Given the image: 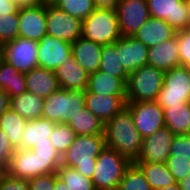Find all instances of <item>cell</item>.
Segmentation results:
<instances>
[{
  "label": "cell",
  "instance_id": "cb8c5ba5",
  "mask_svg": "<svg viewBox=\"0 0 190 190\" xmlns=\"http://www.w3.org/2000/svg\"><path fill=\"white\" fill-rule=\"evenodd\" d=\"M85 93L126 95V83L121 78L112 77L98 70L88 75V85Z\"/></svg>",
  "mask_w": 190,
  "mask_h": 190
},
{
  "label": "cell",
  "instance_id": "8d00e7d4",
  "mask_svg": "<svg viewBox=\"0 0 190 190\" xmlns=\"http://www.w3.org/2000/svg\"><path fill=\"white\" fill-rule=\"evenodd\" d=\"M18 12L0 15V43H5L19 37Z\"/></svg>",
  "mask_w": 190,
  "mask_h": 190
},
{
  "label": "cell",
  "instance_id": "f546056e",
  "mask_svg": "<svg viewBox=\"0 0 190 190\" xmlns=\"http://www.w3.org/2000/svg\"><path fill=\"white\" fill-rule=\"evenodd\" d=\"M67 124L77 135L104 134L105 124L86 107L72 117Z\"/></svg>",
  "mask_w": 190,
  "mask_h": 190
},
{
  "label": "cell",
  "instance_id": "74e56055",
  "mask_svg": "<svg viewBox=\"0 0 190 190\" xmlns=\"http://www.w3.org/2000/svg\"><path fill=\"white\" fill-rule=\"evenodd\" d=\"M166 166L174 176L176 182H179L190 174V161L188 158H175V156H169L166 161Z\"/></svg>",
  "mask_w": 190,
  "mask_h": 190
},
{
  "label": "cell",
  "instance_id": "9a60e30c",
  "mask_svg": "<svg viewBox=\"0 0 190 190\" xmlns=\"http://www.w3.org/2000/svg\"><path fill=\"white\" fill-rule=\"evenodd\" d=\"M174 134L163 127L143 139L142 150L134 162L166 163Z\"/></svg>",
  "mask_w": 190,
  "mask_h": 190
},
{
  "label": "cell",
  "instance_id": "db71d44e",
  "mask_svg": "<svg viewBox=\"0 0 190 190\" xmlns=\"http://www.w3.org/2000/svg\"><path fill=\"white\" fill-rule=\"evenodd\" d=\"M53 0H42L44 3H51Z\"/></svg>",
  "mask_w": 190,
  "mask_h": 190
},
{
  "label": "cell",
  "instance_id": "603a6c76",
  "mask_svg": "<svg viewBox=\"0 0 190 190\" xmlns=\"http://www.w3.org/2000/svg\"><path fill=\"white\" fill-rule=\"evenodd\" d=\"M27 91L43 99L60 89L59 81L53 70L36 67L24 73Z\"/></svg>",
  "mask_w": 190,
  "mask_h": 190
},
{
  "label": "cell",
  "instance_id": "83f0119b",
  "mask_svg": "<svg viewBox=\"0 0 190 190\" xmlns=\"http://www.w3.org/2000/svg\"><path fill=\"white\" fill-rule=\"evenodd\" d=\"M0 89L9 95V98L19 96L27 91L24 73L16 70L5 60L0 64Z\"/></svg>",
  "mask_w": 190,
  "mask_h": 190
},
{
  "label": "cell",
  "instance_id": "60d3db41",
  "mask_svg": "<svg viewBox=\"0 0 190 190\" xmlns=\"http://www.w3.org/2000/svg\"><path fill=\"white\" fill-rule=\"evenodd\" d=\"M15 149L11 145L9 138L0 129V170L4 172L9 164Z\"/></svg>",
  "mask_w": 190,
  "mask_h": 190
},
{
  "label": "cell",
  "instance_id": "8992f818",
  "mask_svg": "<svg viewBox=\"0 0 190 190\" xmlns=\"http://www.w3.org/2000/svg\"><path fill=\"white\" fill-rule=\"evenodd\" d=\"M82 37L102 46L115 43L122 35L115 9L96 8L83 20Z\"/></svg>",
  "mask_w": 190,
  "mask_h": 190
},
{
  "label": "cell",
  "instance_id": "f6af8a7d",
  "mask_svg": "<svg viewBox=\"0 0 190 190\" xmlns=\"http://www.w3.org/2000/svg\"><path fill=\"white\" fill-rule=\"evenodd\" d=\"M20 6L13 0H0V15H8L19 11Z\"/></svg>",
  "mask_w": 190,
  "mask_h": 190
},
{
  "label": "cell",
  "instance_id": "d6986e66",
  "mask_svg": "<svg viewBox=\"0 0 190 190\" xmlns=\"http://www.w3.org/2000/svg\"><path fill=\"white\" fill-rule=\"evenodd\" d=\"M54 72L59 81L60 89L87 90L89 74L75 61L73 54Z\"/></svg>",
  "mask_w": 190,
  "mask_h": 190
},
{
  "label": "cell",
  "instance_id": "816d5d0a",
  "mask_svg": "<svg viewBox=\"0 0 190 190\" xmlns=\"http://www.w3.org/2000/svg\"><path fill=\"white\" fill-rule=\"evenodd\" d=\"M159 190H181L178 183L176 182L175 184L173 185H170V186H167V187H164V188H161Z\"/></svg>",
  "mask_w": 190,
  "mask_h": 190
},
{
  "label": "cell",
  "instance_id": "30bf717a",
  "mask_svg": "<svg viewBox=\"0 0 190 190\" xmlns=\"http://www.w3.org/2000/svg\"><path fill=\"white\" fill-rule=\"evenodd\" d=\"M150 17L165 20L176 31L190 28L188 0H147Z\"/></svg>",
  "mask_w": 190,
  "mask_h": 190
},
{
  "label": "cell",
  "instance_id": "ab89813d",
  "mask_svg": "<svg viewBox=\"0 0 190 190\" xmlns=\"http://www.w3.org/2000/svg\"><path fill=\"white\" fill-rule=\"evenodd\" d=\"M170 156H175V158H188L190 161V134L174 136Z\"/></svg>",
  "mask_w": 190,
  "mask_h": 190
},
{
  "label": "cell",
  "instance_id": "277c9868",
  "mask_svg": "<svg viewBox=\"0 0 190 190\" xmlns=\"http://www.w3.org/2000/svg\"><path fill=\"white\" fill-rule=\"evenodd\" d=\"M164 71L144 65L128 75L127 103L155 101L163 86Z\"/></svg>",
  "mask_w": 190,
  "mask_h": 190
},
{
  "label": "cell",
  "instance_id": "c3c4849f",
  "mask_svg": "<svg viewBox=\"0 0 190 190\" xmlns=\"http://www.w3.org/2000/svg\"><path fill=\"white\" fill-rule=\"evenodd\" d=\"M177 183L181 190H190V174Z\"/></svg>",
  "mask_w": 190,
  "mask_h": 190
},
{
  "label": "cell",
  "instance_id": "8fae6325",
  "mask_svg": "<svg viewBox=\"0 0 190 190\" xmlns=\"http://www.w3.org/2000/svg\"><path fill=\"white\" fill-rule=\"evenodd\" d=\"M4 60L22 73L39 67L38 42L21 37L5 42Z\"/></svg>",
  "mask_w": 190,
  "mask_h": 190
},
{
  "label": "cell",
  "instance_id": "f35d334b",
  "mask_svg": "<svg viewBox=\"0 0 190 190\" xmlns=\"http://www.w3.org/2000/svg\"><path fill=\"white\" fill-rule=\"evenodd\" d=\"M181 66L190 68V28L176 33Z\"/></svg>",
  "mask_w": 190,
  "mask_h": 190
},
{
  "label": "cell",
  "instance_id": "f1b7e54d",
  "mask_svg": "<svg viewBox=\"0 0 190 190\" xmlns=\"http://www.w3.org/2000/svg\"><path fill=\"white\" fill-rule=\"evenodd\" d=\"M134 163L141 169L152 190H159L176 183L166 163Z\"/></svg>",
  "mask_w": 190,
  "mask_h": 190
},
{
  "label": "cell",
  "instance_id": "44dd1931",
  "mask_svg": "<svg viewBox=\"0 0 190 190\" xmlns=\"http://www.w3.org/2000/svg\"><path fill=\"white\" fill-rule=\"evenodd\" d=\"M147 65L162 71L180 66L178 42L176 36L148 49Z\"/></svg>",
  "mask_w": 190,
  "mask_h": 190
},
{
  "label": "cell",
  "instance_id": "7402d4cb",
  "mask_svg": "<svg viewBox=\"0 0 190 190\" xmlns=\"http://www.w3.org/2000/svg\"><path fill=\"white\" fill-rule=\"evenodd\" d=\"M103 46L79 37L72 43L75 61L88 73H95L100 68Z\"/></svg>",
  "mask_w": 190,
  "mask_h": 190
},
{
  "label": "cell",
  "instance_id": "3957f363",
  "mask_svg": "<svg viewBox=\"0 0 190 190\" xmlns=\"http://www.w3.org/2000/svg\"><path fill=\"white\" fill-rule=\"evenodd\" d=\"M132 161L125 155L105 147L95 162L92 181L96 190H117L120 180Z\"/></svg>",
  "mask_w": 190,
  "mask_h": 190
},
{
  "label": "cell",
  "instance_id": "4dcf8cb0",
  "mask_svg": "<svg viewBox=\"0 0 190 190\" xmlns=\"http://www.w3.org/2000/svg\"><path fill=\"white\" fill-rule=\"evenodd\" d=\"M26 122L23 117L10 108L0 115V129L9 138L14 149L21 148V133Z\"/></svg>",
  "mask_w": 190,
  "mask_h": 190
},
{
  "label": "cell",
  "instance_id": "6da1fadb",
  "mask_svg": "<svg viewBox=\"0 0 190 190\" xmlns=\"http://www.w3.org/2000/svg\"><path fill=\"white\" fill-rule=\"evenodd\" d=\"M106 147L114 149L134 162L141 153L143 138L134 126L130 109L126 106L105 123Z\"/></svg>",
  "mask_w": 190,
  "mask_h": 190
},
{
  "label": "cell",
  "instance_id": "f5cc1de1",
  "mask_svg": "<svg viewBox=\"0 0 190 190\" xmlns=\"http://www.w3.org/2000/svg\"><path fill=\"white\" fill-rule=\"evenodd\" d=\"M4 61V48L3 43H0V64Z\"/></svg>",
  "mask_w": 190,
  "mask_h": 190
},
{
  "label": "cell",
  "instance_id": "7a4b0ae2",
  "mask_svg": "<svg viewBox=\"0 0 190 190\" xmlns=\"http://www.w3.org/2000/svg\"><path fill=\"white\" fill-rule=\"evenodd\" d=\"M105 147L104 134L77 135L62 155L61 165L75 168L80 174L91 179L96 159Z\"/></svg>",
  "mask_w": 190,
  "mask_h": 190
},
{
  "label": "cell",
  "instance_id": "bcb514c9",
  "mask_svg": "<svg viewBox=\"0 0 190 190\" xmlns=\"http://www.w3.org/2000/svg\"><path fill=\"white\" fill-rule=\"evenodd\" d=\"M120 0H93L96 8L115 9Z\"/></svg>",
  "mask_w": 190,
  "mask_h": 190
},
{
  "label": "cell",
  "instance_id": "d590c367",
  "mask_svg": "<svg viewBox=\"0 0 190 190\" xmlns=\"http://www.w3.org/2000/svg\"><path fill=\"white\" fill-rule=\"evenodd\" d=\"M76 137L77 134L67 123H56L49 139L54 148L62 156L75 141Z\"/></svg>",
  "mask_w": 190,
  "mask_h": 190
},
{
  "label": "cell",
  "instance_id": "ac0fdd59",
  "mask_svg": "<svg viewBox=\"0 0 190 190\" xmlns=\"http://www.w3.org/2000/svg\"><path fill=\"white\" fill-rule=\"evenodd\" d=\"M85 107L104 124L126 107V95L85 93Z\"/></svg>",
  "mask_w": 190,
  "mask_h": 190
},
{
  "label": "cell",
  "instance_id": "7dc6e473",
  "mask_svg": "<svg viewBox=\"0 0 190 190\" xmlns=\"http://www.w3.org/2000/svg\"><path fill=\"white\" fill-rule=\"evenodd\" d=\"M10 108V98L9 95L0 89V115Z\"/></svg>",
  "mask_w": 190,
  "mask_h": 190
},
{
  "label": "cell",
  "instance_id": "681fc988",
  "mask_svg": "<svg viewBox=\"0 0 190 190\" xmlns=\"http://www.w3.org/2000/svg\"><path fill=\"white\" fill-rule=\"evenodd\" d=\"M13 1H15L20 7L30 6L42 2V0H13Z\"/></svg>",
  "mask_w": 190,
  "mask_h": 190
},
{
  "label": "cell",
  "instance_id": "e575fe53",
  "mask_svg": "<svg viewBox=\"0 0 190 190\" xmlns=\"http://www.w3.org/2000/svg\"><path fill=\"white\" fill-rule=\"evenodd\" d=\"M117 190H152L141 169L132 162L119 182Z\"/></svg>",
  "mask_w": 190,
  "mask_h": 190
},
{
  "label": "cell",
  "instance_id": "1f68e13d",
  "mask_svg": "<svg viewBox=\"0 0 190 190\" xmlns=\"http://www.w3.org/2000/svg\"><path fill=\"white\" fill-rule=\"evenodd\" d=\"M99 71L127 82L129 74L121 64L120 51L115 43L103 46Z\"/></svg>",
  "mask_w": 190,
  "mask_h": 190
},
{
  "label": "cell",
  "instance_id": "4316f807",
  "mask_svg": "<svg viewBox=\"0 0 190 190\" xmlns=\"http://www.w3.org/2000/svg\"><path fill=\"white\" fill-rule=\"evenodd\" d=\"M165 127L174 135L190 134V102L164 108Z\"/></svg>",
  "mask_w": 190,
  "mask_h": 190
},
{
  "label": "cell",
  "instance_id": "9c48e42d",
  "mask_svg": "<svg viewBox=\"0 0 190 190\" xmlns=\"http://www.w3.org/2000/svg\"><path fill=\"white\" fill-rule=\"evenodd\" d=\"M47 34L65 42L73 43L82 37L83 21L46 3Z\"/></svg>",
  "mask_w": 190,
  "mask_h": 190
},
{
  "label": "cell",
  "instance_id": "5bb4252c",
  "mask_svg": "<svg viewBox=\"0 0 190 190\" xmlns=\"http://www.w3.org/2000/svg\"><path fill=\"white\" fill-rule=\"evenodd\" d=\"M19 37L39 42L47 34L46 3L19 8Z\"/></svg>",
  "mask_w": 190,
  "mask_h": 190
},
{
  "label": "cell",
  "instance_id": "d4e9b609",
  "mask_svg": "<svg viewBox=\"0 0 190 190\" xmlns=\"http://www.w3.org/2000/svg\"><path fill=\"white\" fill-rule=\"evenodd\" d=\"M55 125L42 117L27 121L21 133V149L31 150L36 142L49 141Z\"/></svg>",
  "mask_w": 190,
  "mask_h": 190
},
{
  "label": "cell",
  "instance_id": "5b68a950",
  "mask_svg": "<svg viewBox=\"0 0 190 190\" xmlns=\"http://www.w3.org/2000/svg\"><path fill=\"white\" fill-rule=\"evenodd\" d=\"M85 104V91L58 89L44 99L42 118L68 123Z\"/></svg>",
  "mask_w": 190,
  "mask_h": 190
},
{
  "label": "cell",
  "instance_id": "ffe728a7",
  "mask_svg": "<svg viewBox=\"0 0 190 190\" xmlns=\"http://www.w3.org/2000/svg\"><path fill=\"white\" fill-rule=\"evenodd\" d=\"M176 33L177 31L165 20L150 17L132 37L150 48L174 38Z\"/></svg>",
  "mask_w": 190,
  "mask_h": 190
},
{
  "label": "cell",
  "instance_id": "ee69618b",
  "mask_svg": "<svg viewBox=\"0 0 190 190\" xmlns=\"http://www.w3.org/2000/svg\"><path fill=\"white\" fill-rule=\"evenodd\" d=\"M28 184L30 190H53L55 185V172L29 179Z\"/></svg>",
  "mask_w": 190,
  "mask_h": 190
},
{
  "label": "cell",
  "instance_id": "484cf974",
  "mask_svg": "<svg viewBox=\"0 0 190 190\" xmlns=\"http://www.w3.org/2000/svg\"><path fill=\"white\" fill-rule=\"evenodd\" d=\"M43 103L42 97L26 91L10 98V109L29 121L42 117Z\"/></svg>",
  "mask_w": 190,
  "mask_h": 190
},
{
  "label": "cell",
  "instance_id": "e0dca14e",
  "mask_svg": "<svg viewBox=\"0 0 190 190\" xmlns=\"http://www.w3.org/2000/svg\"><path fill=\"white\" fill-rule=\"evenodd\" d=\"M115 44L120 51L121 64L128 74L147 65L149 47L141 41L132 36H121Z\"/></svg>",
  "mask_w": 190,
  "mask_h": 190
},
{
  "label": "cell",
  "instance_id": "52a82bcc",
  "mask_svg": "<svg viewBox=\"0 0 190 190\" xmlns=\"http://www.w3.org/2000/svg\"><path fill=\"white\" fill-rule=\"evenodd\" d=\"M61 161L62 159H41L31 150L18 148L4 172L14 178L29 180L56 172Z\"/></svg>",
  "mask_w": 190,
  "mask_h": 190
},
{
  "label": "cell",
  "instance_id": "7bdbcfd3",
  "mask_svg": "<svg viewBox=\"0 0 190 190\" xmlns=\"http://www.w3.org/2000/svg\"><path fill=\"white\" fill-rule=\"evenodd\" d=\"M0 190H30L28 180L14 178L3 172L0 175Z\"/></svg>",
  "mask_w": 190,
  "mask_h": 190
},
{
  "label": "cell",
  "instance_id": "b9f144b4",
  "mask_svg": "<svg viewBox=\"0 0 190 190\" xmlns=\"http://www.w3.org/2000/svg\"><path fill=\"white\" fill-rule=\"evenodd\" d=\"M33 153L41 159H62V156L51 144V141L36 142L31 149Z\"/></svg>",
  "mask_w": 190,
  "mask_h": 190
},
{
  "label": "cell",
  "instance_id": "f907efd6",
  "mask_svg": "<svg viewBox=\"0 0 190 190\" xmlns=\"http://www.w3.org/2000/svg\"><path fill=\"white\" fill-rule=\"evenodd\" d=\"M53 190H69L66 184L57 178L56 172H55V185Z\"/></svg>",
  "mask_w": 190,
  "mask_h": 190
},
{
  "label": "cell",
  "instance_id": "ba28073f",
  "mask_svg": "<svg viewBox=\"0 0 190 190\" xmlns=\"http://www.w3.org/2000/svg\"><path fill=\"white\" fill-rule=\"evenodd\" d=\"M155 101L162 109L190 102V68L180 65L165 71L163 86Z\"/></svg>",
  "mask_w": 190,
  "mask_h": 190
},
{
  "label": "cell",
  "instance_id": "d6a6232c",
  "mask_svg": "<svg viewBox=\"0 0 190 190\" xmlns=\"http://www.w3.org/2000/svg\"><path fill=\"white\" fill-rule=\"evenodd\" d=\"M56 175L69 190H96L92 179L80 174L75 168L60 165Z\"/></svg>",
  "mask_w": 190,
  "mask_h": 190
},
{
  "label": "cell",
  "instance_id": "2e32d148",
  "mask_svg": "<svg viewBox=\"0 0 190 190\" xmlns=\"http://www.w3.org/2000/svg\"><path fill=\"white\" fill-rule=\"evenodd\" d=\"M72 55V43L46 34L38 42L39 67L55 71Z\"/></svg>",
  "mask_w": 190,
  "mask_h": 190
},
{
  "label": "cell",
  "instance_id": "836d02e7",
  "mask_svg": "<svg viewBox=\"0 0 190 190\" xmlns=\"http://www.w3.org/2000/svg\"><path fill=\"white\" fill-rule=\"evenodd\" d=\"M51 3L58 9L82 21L96 9L93 0H53Z\"/></svg>",
  "mask_w": 190,
  "mask_h": 190
},
{
  "label": "cell",
  "instance_id": "7c38bea8",
  "mask_svg": "<svg viewBox=\"0 0 190 190\" xmlns=\"http://www.w3.org/2000/svg\"><path fill=\"white\" fill-rule=\"evenodd\" d=\"M133 117L134 126L144 139L165 127L164 112L156 101L126 103Z\"/></svg>",
  "mask_w": 190,
  "mask_h": 190
},
{
  "label": "cell",
  "instance_id": "4fadbf2b",
  "mask_svg": "<svg viewBox=\"0 0 190 190\" xmlns=\"http://www.w3.org/2000/svg\"><path fill=\"white\" fill-rule=\"evenodd\" d=\"M115 11L122 36H133L150 18L147 0H120Z\"/></svg>",
  "mask_w": 190,
  "mask_h": 190
}]
</instances>
